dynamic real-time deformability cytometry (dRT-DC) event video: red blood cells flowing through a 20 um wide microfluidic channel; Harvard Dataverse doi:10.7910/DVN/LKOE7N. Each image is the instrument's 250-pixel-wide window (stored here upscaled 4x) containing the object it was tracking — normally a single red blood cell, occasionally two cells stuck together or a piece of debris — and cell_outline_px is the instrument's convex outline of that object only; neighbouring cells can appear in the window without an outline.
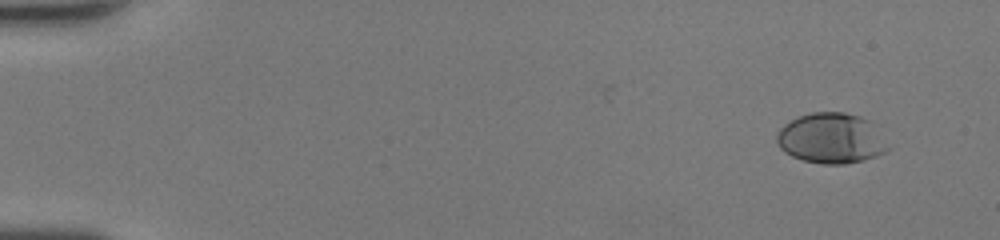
{"species": "human", "species_latin": "Homo sapiens", "temperature_condition": "room temperature", "stored_images_in_passage": 45, "camera_frame_rate_fps": 3000, "um_per_image_px": 0.085, "donor": {"sex": "female"}, "frame": {"image": 1, "passage_image": 1, "time_ms": 0.0, "image_size_px": [1000, 240], "cell_outline_px": [[892, 148], [876, 156], [844, 164], [824, 164], [804, 160], [792, 156], [784, 152], [780, 148], [776, 140], [776, 136], [780, 128], [784, 124], [800, 116], [812, 112], [844, 112], [860, 116], [872, 120], [876, 124]], "centroid_in_image_um": [70.71, 11.74], "position_along_channel_um": 14.3, "area_um2": 33.0}}
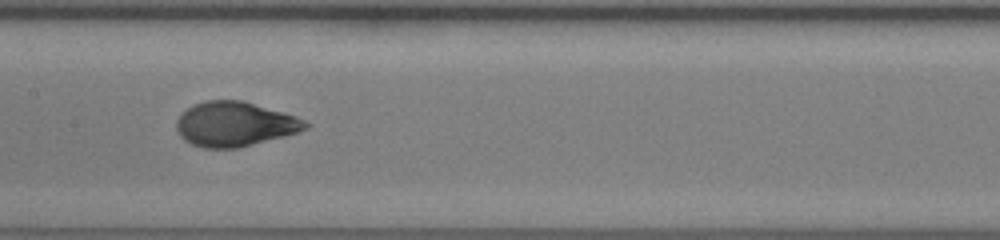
{"frame": {"image": 2, "passage_image": 23, "time_ms": 7.333, "image_size_px": [1000, 240], "cell_outline_px": [[312, 124], [308, 128], [284, 136], [240, 148], [204, 148], [192, 144], [184, 140], [180, 136], [176, 128], [176, 120], [192, 104], [208, 100], [244, 100], [296, 116]], "centroid_in_image_um": [19.96, 10.55], "position_along_channel_um": 187.4, "area_um2": 33.64}}
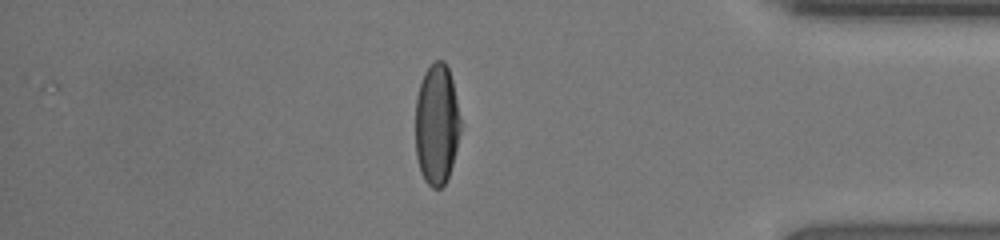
{"frame": {"image": 3, "passage_image": 39, "time_ms": 12.667, "image_size_px": [1000, 240], "cell_outline_px": [[460, 132], [452, 164], [448, 176], [444, 184], [440, 188], [432, 188], [424, 180], [420, 172], [416, 156], [416, 96], [424, 72], [436, 60], [444, 60], [448, 68], [452, 80], [460, 120]], "centroid_in_image_um": [37.1, 10.58], "position_along_channel_um": 398.1, "area_um2": 31.56}, "authors_computed_cell_mechanics": {"area_um2": 32.8304, "velocity_mm_per_s": 4.4444, "shape_relaxation_time_tau1_ms": 3.4851, "shape_relaxation_time_tau2_ms": null, "deformation_change_tau1": 0.2005, "deformation_change_tau2": null}}